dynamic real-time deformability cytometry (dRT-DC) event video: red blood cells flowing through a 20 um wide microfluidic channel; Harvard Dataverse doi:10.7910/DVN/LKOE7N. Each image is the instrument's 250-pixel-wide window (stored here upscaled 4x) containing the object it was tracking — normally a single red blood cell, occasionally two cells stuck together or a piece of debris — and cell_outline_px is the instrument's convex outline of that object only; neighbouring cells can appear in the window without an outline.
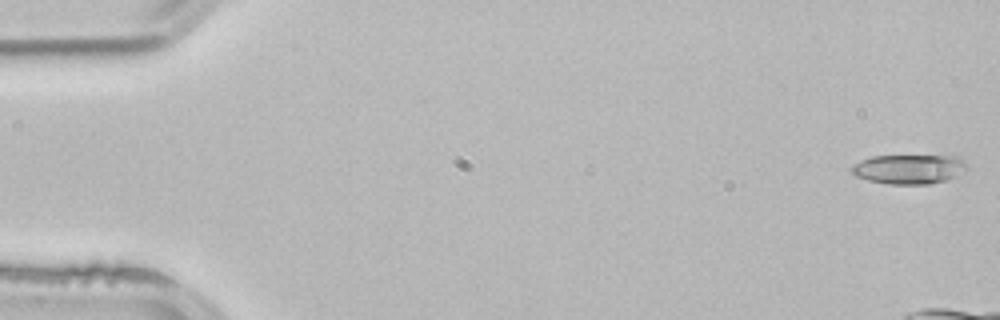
{"species": "common noctule bat (a hibernating species)", "species_latin": "Nyctalus noctula", "temperature_condition": "room temperature", "stored_images_in_passage": 11, "camera_frame_rate_fps": 3000, "um_per_image_px": 0.085, "animal": {"sex": "male", "body_mass_g": 21.5, "forearm_length_mm": 52.0}, "frame": {"image": 1, "passage_image": 1, "time_ms": 0.0, "image_size_px": [1000, 320], "cell_outline_px": [[968, 168], [964, 172], [944, 180], [928, 184], [888, 184], [868, 180], [856, 176], [848, 168], [852, 164], [860, 160], [872, 156], [960, 156], [968, 164]], "centroid_in_image_um": [77.25, 14.36], "position_along_channel_um": 7.7, "area_um2": 19.94}}